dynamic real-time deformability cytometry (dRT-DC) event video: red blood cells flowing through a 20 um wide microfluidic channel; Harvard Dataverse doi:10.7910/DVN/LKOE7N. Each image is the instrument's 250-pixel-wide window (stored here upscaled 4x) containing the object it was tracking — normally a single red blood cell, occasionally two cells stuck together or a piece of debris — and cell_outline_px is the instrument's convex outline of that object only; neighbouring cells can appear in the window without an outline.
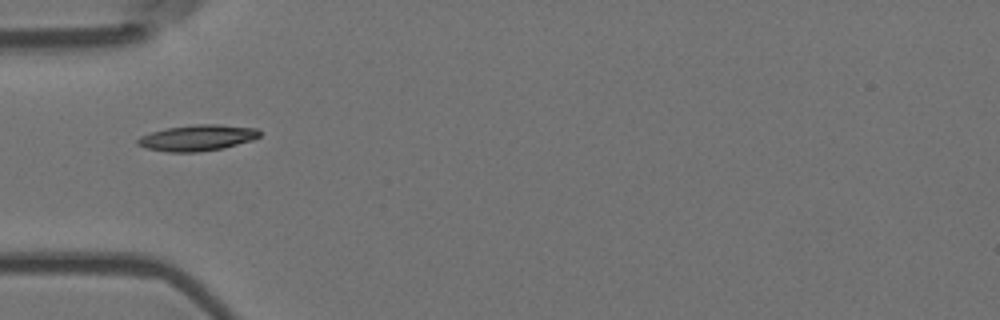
{"species": "Egyptian fruit bat (a non-hibernating species)", "species_latin": "Rousettus aegyptiacus", "temperature_condition": "room temperature", "stored_images_in_passage": 1, "camera_frame_rate_fps": 3000, "um_per_image_px": 0.085, "animal": {"sex": "female"}, "frame": {"image": 1, "passage_image": 1, "time_ms": 0.0, "image_size_px": [1000, 320], "cell_outline_px": [[260, 136], [252, 140], [224, 148], [196, 152], [168, 152], [144, 148], [136, 144], [136, 140], [140, 136], [152, 132], [168, 128], [196, 124], [216, 124], [256, 128], [260, 132]], "centroid_in_image_um": [16.75, 11.72], "position_along_channel_um": 68.2, "area_um2": 18.44}}